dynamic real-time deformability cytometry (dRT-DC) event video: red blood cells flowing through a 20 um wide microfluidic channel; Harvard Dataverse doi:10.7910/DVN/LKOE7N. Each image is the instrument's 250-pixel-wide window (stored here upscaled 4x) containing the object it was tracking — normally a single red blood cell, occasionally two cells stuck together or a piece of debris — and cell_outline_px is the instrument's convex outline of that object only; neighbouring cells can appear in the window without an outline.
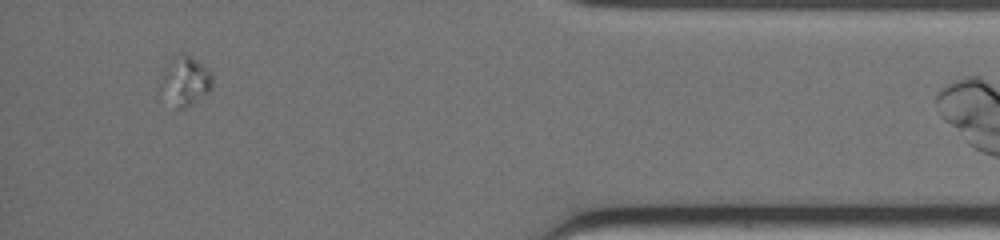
{"species": "common noctule bat (a hibernating species)", "species_latin": "Nyctalus noctula", "temperature_condition": "warm", "stored_images_in_passage": 34, "camera_frame_rate_fps": 3000, "um_per_image_px": 0.085, "animal": {"sex": "female", "body_mass_g": 19.0, "forearm_length_mm": 51.5}, "frame": {"image": 1, "passage_image": 33, "time_ms": 10.667, "image_size_px": [1000, 240], "cell_outline_px": [[212, 88], [208, 92], [192, 104], [184, 108], [176, 108], [160, 84], [172, 60], [180, 52], [192, 56], [212, 68]], "centroid_in_image_um": [15.87, 6.83], "position_along_channel_um": 419.3, "area_um2": 14.28}}